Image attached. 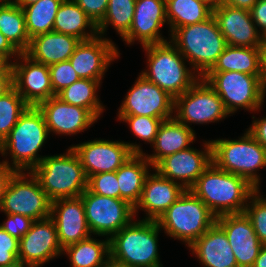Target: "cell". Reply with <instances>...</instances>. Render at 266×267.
Returning <instances> with one entry per match:
<instances>
[{"instance_id":"50","label":"cell","mask_w":266,"mask_h":267,"mask_svg":"<svg viewBox=\"0 0 266 267\" xmlns=\"http://www.w3.org/2000/svg\"><path fill=\"white\" fill-rule=\"evenodd\" d=\"M258 0H223V4L237 9L250 11Z\"/></svg>"},{"instance_id":"41","label":"cell","mask_w":266,"mask_h":267,"mask_svg":"<svg viewBox=\"0 0 266 267\" xmlns=\"http://www.w3.org/2000/svg\"><path fill=\"white\" fill-rule=\"evenodd\" d=\"M48 67L50 71L51 85L55 95L80 79L69 60L55 63Z\"/></svg>"},{"instance_id":"7","label":"cell","mask_w":266,"mask_h":267,"mask_svg":"<svg viewBox=\"0 0 266 267\" xmlns=\"http://www.w3.org/2000/svg\"><path fill=\"white\" fill-rule=\"evenodd\" d=\"M216 218L198 197L185 190L156 222L167 235L189 247L216 223Z\"/></svg>"},{"instance_id":"47","label":"cell","mask_w":266,"mask_h":267,"mask_svg":"<svg viewBox=\"0 0 266 267\" xmlns=\"http://www.w3.org/2000/svg\"><path fill=\"white\" fill-rule=\"evenodd\" d=\"M247 131L266 148V117L253 120L252 126Z\"/></svg>"},{"instance_id":"42","label":"cell","mask_w":266,"mask_h":267,"mask_svg":"<svg viewBox=\"0 0 266 267\" xmlns=\"http://www.w3.org/2000/svg\"><path fill=\"white\" fill-rule=\"evenodd\" d=\"M19 240L0 226V267L18 261Z\"/></svg>"},{"instance_id":"18","label":"cell","mask_w":266,"mask_h":267,"mask_svg":"<svg viewBox=\"0 0 266 267\" xmlns=\"http://www.w3.org/2000/svg\"><path fill=\"white\" fill-rule=\"evenodd\" d=\"M118 56L115 44L97 35L92 39L81 41L69 61L80 78L101 82L107 67Z\"/></svg>"},{"instance_id":"10","label":"cell","mask_w":266,"mask_h":267,"mask_svg":"<svg viewBox=\"0 0 266 267\" xmlns=\"http://www.w3.org/2000/svg\"><path fill=\"white\" fill-rule=\"evenodd\" d=\"M51 202L31 171L27 174L16 172L3 195L0 211L42 220L51 217Z\"/></svg>"},{"instance_id":"37","label":"cell","mask_w":266,"mask_h":267,"mask_svg":"<svg viewBox=\"0 0 266 267\" xmlns=\"http://www.w3.org/2000/svg\"><path fill=\"white\" fill-rule=\"evenodd\" d=\"M28 106L14 87L0 96V144L9 135Z\"/></svg>"},{"instance_id":"1","label":"cell","mask_w":266,"mask_h":267,"mask_svg":"<svg viewBox=\"0 0 266 267\" xmlns=\"http://www.w3.org/2000/svg\"><path fill=\"white\" fill-rule=\"evenodd\" d=\"M216 216L244 213L257 190L245 178L218 168L213 162L189 189Z\"/></svg>"},{"instance_id":"20","label":"cell","mask_w":266,"mask_h":267,"mask_svg":"<svg viewBox=\"0 0 266 267\" xmlns=\"http://www.w3.org/2000/svg\"><path fill=\"white\" fill-rule=\"evenodd\" d=\"M51 218L56 224L58 242L62 249L92 235L81 196L52 201Z\"/></svg>"},{"instance_id":"5","label":"cell","mask_w":266,"mask_h":267,"mask_svg":"<svg viewBox=\"0 0 266 267\" xmlns=\"http://www.w3.org/2000/svg\"><path fill=\"white\" fill-rule=\"evenodd\" d=\"M51 201L79 197L88 188V178L76 152L45 156L31 171Z\"/></svg>"},{"instance_id":"35","label":"cell","mask_w":266,"mask_h":267,"mask_svg":"<svg viewBox=\"0 0 266 267\" xmlns=\"http://www.w3.org/2000/svg\"><path fill=\"white\" fill-rule=\"evenodd\" d=\"M63 0H39L22 8L30 39L53 31L54 19Z\"/></svg>"},{"instance_id":"28","label":"cell","mask_w":266,"mask_h":267,"mask_svg":"<svg viewBox=\"0 0 266 267\" xmlns=\"http://www.w3.org/2000/svg\"><path fill=\"white\" fill-rule=\"evenodd\" d=\"M150 166L152 167L144 154H134L116 171L120 199L125 200L134 208L141 198Z\"/></svg>"},{"instance_id":"43","label":"cell","mask_w":266,"mask_h":267,"mask_svg":"<svg viewBox=\"0 0 266 267\" xmlns=\"http://www.w3.org/2000/svg\"><path fill=\"white\" fill-rule=\"evenodd\" d=\"M7 220L0 226L12 237L20 240L31 228L34 220L20 214H6Z\"/></svg>"},{"instance_id":"16","label":"cell","mask_w":266,"mask_h":267,"mask_svg":"<svg viewBox=\"0 0 266 267\" xmlns=\"http://www.w3.org/2000/svg\"><path fill=\"white\" fill-rule=\"evenodd\" d=\"M61 254L63 249L51 217L35 220L30 230L19 240L18 260L31 267H39Z\"/></svg>"},{"instance_id":"40","label":"cell","mask_w":266,"mask_h":267,"mask_svg":"<svg viewBox=\"0 0 266 267\" xmlns=\"http://www.w3.org/2000/svg\"><path fill=\"white\" fill-rule=\"evenodd\" d=\"M88 189L97 195L120 198L119 183L115 172H104L88 178Z\"/></svg>"},{"instance_id":"55","label":"cell","mask_w":266,"mask_h":267,"mask_svg":"<svg viewBox=\"0 0 266 267\" xmlns=\"http://www.w3.org/2000/svg\"><path fill=\"white\" fill-rule=\"evenodd\" d=\"M38 1L39 0H18L16 2V4L21 8H25V7H27L29 5H32V4H34V3L38 2Z\"/></svg>"},{"instance_id":"8","label":"cell","mask_w":266,"mask_h":267,"mask_svg":"<svg viewBox=\"0 0 266 267\" xmlns=\"http://www.w3.org/2000/svg\"><path fill=\"white\" fill-rule=\"evenodd\" d=\"M211 145L212 162L218 168L245 178L259 189L256 170L266 167V148L248 131L238 140L217 139Z\"/></svg>"},{"instance_id":"45","label":"cell","mask_w":266,"mask_h":267,"mask_svg":"<svg viewBox=\"0 0 266 267\" xmlns=\"http://www.w3.org/2000/svg\"><path fill=\"white\" fill-rule=\"evenodd\" d=\"M253 22L259 29L261 28V34L266 31V0H258L257 3L250 10Z\"/></svg>"},{"instance_id":"9","label":"cell","mask_w":266,"mask_h":267,"mask_svg":"<svg viewBox=\"0 0 266 267\" xmlns=\"http://www.w3.org/2000/svg\"><path fill=\"white\" fill-rule=\"evenodd\" d=\"M204 80L222 99L225 109L233 114L238 108L257 111L264 102V91L259 75L237 71L207 72Z\"/></svg>"},{"instance_id":"17","label":"cell","mask_w":266,"mask_h":267,"mask_svg":"<svg viewBox=\"0 0 266 267\" xmlns=\"http://www.w3.org/2000/svg\"><path fill=\"white\" fill-rule=\"evenodd\" d=\"M21 62H11L13 84L16 91L29 106H38L54 94L49 67L32 60L25 53L18 56ZM24 62V63H23Z\"/></svg>"},{"instance_id":"14","label":"cell","mask_w":266,"mask_h":267,"mask_svg":"<svg viewBox=\"0 0 266 267\" xmlns=\"http://www.w3.org/2000/svg\"><path fill=\"white\" fill-rule=\"evenodd\" d=\"M174 104V97L140 74L125 96L117 116H147L167 120L174 117Z\"/></svg>"},{"instance_id":"36","label":"cell","mask_w":266,"mask_h":267,"mask_svg":"<svg viewBox=\"0 0 266 267\" xmlns=\"http://www.w3.org/2000/svg\"><path fill=\"white\" fill-rule=\"evenodd\" d=\"M135 2L136 0H109L106 14L97 25L98 35H104L111 24L123 39L133 22Z\"/></svg>"},{"instance_id":"30","label":"cell","mask_w":266,"mask_h":267,"mask_svg":"<svg viewBox=\"0 0 266 267\" xmlns=\"http://www.w3.org/2000/svg\"><path fill=\"white\" fill-rule=\"evenodd\" d=\"M226 71L259 75L260 47H235L227 45L208 72Z\"/></svg>"},{"instance_id":"54","label":"cell","mask_w":266,"mask_h":267,"mask_svg":"<svg viewBox=\"0 0 266 267\" xmlns=\"http://www.w3.org/2000/svg\"><path fill=\"white\" fill-rule=\"evenodd\" d=\"M103 267H131V266L119 263V262L109 258Z\"/></svg>"},{"instance_id":"24","label":"cell","mask_w":266,"mask_h":267,"mask_svg":"<svg viewBox=\"0 0 266 267\" xmlns=\"http://www.w3.org/2000/svg\"><path fill=\"white\" fill-rule=\"evenodd\" d=\"M185 189L180 183H176L168 178L161 176L156 170L155 174H148L141 198L134 208L144 210L147 213L145 219L157 220L183 193Z\"/></svg>"},{"instance_id":"48","label":"cell","mask_w":266,"mask_h":267,"mask_svg":"<svg viewBox=\"0 0 266 267\" xmlns=\"http://www.w3.org/2000/svg\"><path fill=\"white\" fill-rule=\"evenodd\" d=\"M13 87V69L10 63L3 71H0V96L10 91Z\"/></svg>"},{"instance_id":"32","label":"cell","mask_w":266,"mask_h":267,"mask_svg":"<svg viewBox=\"0 0 266 267\" xmlns=\"http://www.w3.org/2000/svg\"><path fill=\"white\" fill-rule=\"evenodd\" d=\"M0 32L20 53L27 51L31 39L24 12L16 3L0 2Z\"/></svg>"},{"instance_id":"22","label":"cell","mask_w":266,"mask_h":267,"mask_svg":"<svg viewBox=\"0 0 266 267\" xmlns=\"http://www.w3.org/2000/svg\"><path fill=\"white\" fill-rule=\"evenodd\" d=\"M37 107L44 115L49 133L73 135L84 132L98 120L88 109L65 103L57 96Z\"/></svg>"},{"instance_id":"53","label":"cell","mask_w":266,"mask_h":267,"mask_svg":"<svg viewBox=\"0 0 266 267\" xmlns=\"http://www.w3.org/2000/svg\"><path fill=\"white\" fill-rule=\"evenodd\" d=\"M200 2L206 4L212 10H215L223 4V0H199Z\"/></svg>"},{"instance_id":"33","label":"cell","mask_w":266,"mask_h":267,"mask_svg":"<svg viewBox=\"0 0 266 267\" xmlns=\"http://www.w3.org/2000/svg\"><path fill=\"white\" fill-rule=\"evenodd\" d=\"M213 10L199 0H166V18L171 34L180 27L201 23Z\"/></svg>"},{"instance_id":"27","label":"cell","mask_w":266,"mask_h":267,"mask_svg":"<svg viewBox=\"0 0 266 267\" xmlns=\"http://www.w3.org/2000/svg\"><path fill=\"white\" fill-rule=\"evenodd\" d=\"M195 138L194 130L179 122L175 117L163 120L152 144L154 154H143L154 168L163 158L188 149L190 147L188 145L193 143Z\"/></svg>"},{"instance_id":"13","label":"cell","mask_w":266,"mask_h":267,"mask_svg":"<svg viewBox=\"0 0 266 267\" xmlns=\"http://www.w3.org/2000/svg\"><path fill=\"white\" fill-rule=\"evenodd\" d=\"M78 155L87 178L117 171L134 154H143L140 145L128 142L93 140L71 147Z\"/></svg>"},{"instance_id":"19","label":"cell","mask_w":266,"mask_h":267,"mask_svg":"<svg viewBox=\"0 0 266 267\" xmlns=\"http://www.w3.org/2000/svg\"><path fill=\"white\" fill-rule=\"evenodd\" d=\"M216 224L225 232L238 267H252L263 244L246 214L222 215Z\"/></svg>"},{"instance_id":"58","label":"cell","mask_w":266,"mask_h":267,"mask_svg":"<svg viewBox=\"0 0 266 267\" xmlns=\"http://www.w3.org/2000/svg\"><path fill=\"white\" fill-rule=\"evenodd\" d=\"M260 48H266V31L261 36V47Z\"/></svg>"},{"instance_id":"29","label":"cell","mask_w":266,"mask_h":267,"mask_svg":"<svg viewBox=\"0 0 266 267\" xmlns=\"http://www.w3.org/2000/svg\"><path fill=\"white\" fill-rule=\"evenodd\" d=\"M90 32H86V28ZM53 31L74 36L81 41L98 35L97 26L87 14L73 1L63 0L54 19Z\"/></svg>"},{"instance_id":"12","label":"cell","mask_w":266,"mask_h":267,"mask_svg":"<svg viewBox=\"0 0 266 267\" xmlns=\"http://www.w3.org/2000/svg\"><path fill=\"white\" fill-rule=\"evenodd\" d=\"M81 198L92 234L109 239L134 220V207L125 200L97 195L88 188Z\"/></svg>"},{"instance_id":"3","label":"cell","mask_w":266,"mask_h":267,"mask_svg":"<svg viewBox=\"0 0 266 267\" xmlns=\"http://www.w3.org/2000/svg\"><path fill=\"white\" fill-rule=\"evenodd\" d=\"M49 134L42 111L37 106H28L18 122L0 144V153L10 151L12 168L17 172L32 171L44 158L38 152Z\"/></svg>"},{"instance_id":"11","label":"cell","mask_w":266,"mask_h":267,"mask_svg":"<svg viewBox=\"0 0 266 267\" xmlns=\"http://www.w3.org/2000/svg\"><path fill=\"white\" fill-rule=\"evenodd\" d=\"M174 112V117L188 128H191L190 122L210 123L229 115L222 99L202 77L175 98Z\"/></svg>"},{"instance_id":"34","label":"cell","mask_w":266,"mask_h":267,"mask_svg":"<svg viewBox=\"0 0 266 267\" xmlns=\"http://www.w3.org/2000/svg\"><path fill=\"white\" fill-rule=\"evenodd\" d=\"M100 83L99 80L80 78L56 96L65 103L88 109L98 119L104 110L97 96Z\"/></svg>"},{"instance_id":"56","label":"cell","mask_w":266,"mask_h":267,"mask_svg":"<svg viewBox=\"0 0 266 267\" xmlns=\"http://www.w3.org/2000/svg\"><path fill=\"white\" fill-rule=\"evenodd\" d=\"M11 62L0 54V71H3Z\"/></svg>"},{"instance_id":"25","label":"cell","mask_w":266,"mask_h":267,"mask_svg":"<svg viewBox=\"0 0 266 267\" xmlns=\"http://www.w3.org/2000/svg\"><path fill=\"white\" fill-rule=\"evenodd\" d=\"M205 267H238L225 232L215 223L190 246Z\"/></svg>"},{"instance_id":"15","label":"cell","mask_w":266,"mask_h":267,"mask_svg":"<svg viewBox=\"0 0 266 267\" xmlns=\"http://www.w3.org/2000/svg\"><path fill=\"white\" fill-rule=\"evenodd\" d=\"M204 147V151L189 147L167 156L154 169L161 176L176 183L181 181V186L185 190H189L203 174L204 170L212 163L211 141H205Z\"/></svg>"},{"instance_id":"23","label":"cell","mask_w":266,"mask_h":267,"mask_svg":"<svg viewBox=\"0 0 266 267\" xmlns=\"http://www.w3.org/2000/svg\"><path fill=\"white\" fill-rule=\"evenodd\" d=\"M219 30L229 46L261 47L260 30H257L250 11L222 4L213 10Z\"/></svg>"},{"instance_id":"2","label":"cell","mask_w":266,"mask_h":267,"mask_svg":"<svg viewBox=\"0 0 266 267\" xmlns=\"http://www.w3.org/2000/svg\"><path fill=\"white\" fill-rule=\"evenodd\" d=\"M170 37V42L200 77L213 67L227 46L213 15L201 23L177 28Z\"/></svg>"},{"instance_id":"49","label":"cell","mask_w":266,"mask_h":267,"mask_svg":"<svg viewBox=\"0 0 266 267\" xmlns=\"http://www.w3.org/2000/svg\"><path fill=\"white\" fill-rule=\"evenodd\" d=\"M0 54L4 56L8 61L14 55L17 57L21 54L9 40L0 32ZM12 55V56H11Z\"/></svg>"},{"instance_id":"51","label":"cell","mask_w":266,"mask_h":267,"mask_svg":"<svg viewBox=\"0 0 266 267\" xmlns=\"http://www.w3.org/2000/svg\"><path fill=\"white\" fill-rule=\"evenodd\" d=\"M259 78L266 92V48H260V74Z\"/></svg>"},{"instance_id":"59","label":"cell","mask_w":266,"mask_h":267,"mask_svg":"<svg viewBox=\"0 0 266 267\" xmlns=\"http://www.w3.org/2000/svg\"><path fill=\"white\" fill-rule=\"evenodd\" d=\"M18 0H0V2L16 3Z\"/></svg>"},{"instance_id":"39","label":"cell","mask_w":266,"mask_h":267,"mask_svg":"<svg viewBox=\"0 0 266 267\" xmlns=\"http://www.w3.org/2000/svg\"><path fill=\"white\" fill-rule=\"evenodd\" d=\"M120 121L129 124L135 136L150 144L154 143L158 129L164 119L147 116H118Z\"/></svg>"},{"instance_id":"4","label":"cell","mask_w":266,"mask_h":267,"mask_svg":"<svg viewBox=\"0 0 266 267\" xmlns=\"http://www.w3.org/2000/svg\"><path fill=\"white\" fill-rule=\"evenodd\" d=\"M156 220L131 221L109 238L110 258L131 267H162Z\"/></svg>"},{"instance_id":"6","label":"cell","mask_w":266,"mask_h":267,"mask_svg":"<svg viewBox=\"0 0 266 267\" xmlns=\"http://www.w3.org/2000/svg\"><path fill=\"white\" fill-rule=\"evenodd\" d=\"M142 47L147 53L149 68L140 74L172 97L182 95L201 78L186 68L184 56L170 41Z\"/></svg>"},{"instance_id":"44","label":"cell","mask_w":266,"mask_h":267,"mask_svg":"<svg viewBox=\"0 0 266 267\" xmlns=\"http://www.w3.org/2000/svg\"><path fill=\"white\" fill-rule=\"evenodd\" d=\"M97 26L104 18L109 0H73Z\"/></svg>"},{"instance_id":"52","label":"cell","mask_w":266,"mask_h":267,"mask_svg":"<svg viewBox=\"0 0 266 267\" xmlns=\"http://www.w3.org/2000/svg\"><path fill=\"white\" fill-rule=\"evenodd\" d=\"M252 267H266V245H263L260 249L259 255Z\"/></svg>"},{"instance_id":"26","label":"cell","mask_w":266,"mask_h":267,"mask_svg":"<svg viewBox=\"0 0 266 267\" xmlns=\"http://www.w3.org/2000/svg\"><path fill=\"white\" fill-rule=\"evenodd\" d=\"M80 42L74 36L51 31L33 37L25 54L36 62L50 66L69 60Z\"/></svg>"},{"instance_id":"38","label":"cell","mask_w":266,"mask_h":267,"mask_svg":"<svg viewBox=\"0 0 266 267\" xmlns=\"http://www.w3.org/2000/svg\"><path fill=\"white\" fill-rule=\"evenodd\" d=\"M257 189L250 197L244 213L250 219L254 231L263 245H266V198ZM252 200V201H251Z\"/></svg>"},{"instance_id":"46","label":"cell","mask_w":266,"mask_h":267,"mask_svg":"<svg viewBox=\"0 0 266 267\" xmlns=\"http://www.w3.org/2000/svg\"><path fill=\"white\" fill-rule=\"evenodd\" d=\"M8 162L7 160L0 162V204L10 179L17 172Z\"/></svg>"},{"instance_id":"57","label":"cell","mask_w":266,"mask_h":267,"mask_svg":"<svg viewBox=\"0 0 266 267\" xmlns=\"http://www.w3.org/2000/svg\"><path fill=\"white\" fill-rule=\"evenodd\" d=\"M3 267H31V266H29L28 264H25L21 260H18L13 264L6 265V266H3Z\"/></svg>"},{"instance_id":"31","label":"cell","mask_w":266,"mask_h":267,"mask_svg":"<svg viewBox=\"0 0 266 267\" xmlns=\"http://www.w3.org/2000/svg\"><path fill=\"white\" fill-rule=\"evenodd\" d=\"M63 252L68 254L72 267H103L110 258L109 239L98 241L90 236L66 246Z\"/></svg>"},{"instance_id":"21","label":"cell","mask_w":266,"mask_h":267,"mask_svg":"<svg viewBox=\"0 0 266 267\" xmlns=\"http://www.w3.org/2000/svg\"><path fill=\"white\" fill-rule=\"evenodd\" d=\"M166 21V0H136L133 22L123 41L139 40L142 46L167 42L160 34Z\"/></svg>"}]
</instances>
